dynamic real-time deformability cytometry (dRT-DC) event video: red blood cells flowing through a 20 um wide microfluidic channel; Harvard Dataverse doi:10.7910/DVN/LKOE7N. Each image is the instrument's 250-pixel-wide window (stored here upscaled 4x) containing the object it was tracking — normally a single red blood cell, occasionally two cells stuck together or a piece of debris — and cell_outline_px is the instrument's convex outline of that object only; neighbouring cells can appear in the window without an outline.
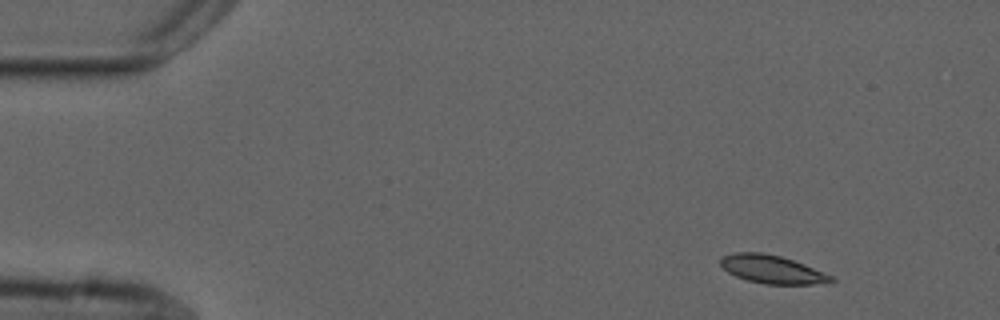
{"species": "common noctule bat (a hibernating species)", "species_latin": "Nyctalus noctula", "temperature_condition": "cold", "stored_images_in_passage": 5, "camera_frame_rate_fps": 3000, "um_per_image_px": 0.085, "animal": {"sex": "male", "forearm_length_mm": 52.5}, "frame": {"image": 1, "passage_image": 1, "time_ms": 0.0, "image_size_px": [1000, 320], "cell_outline_px": [[836, 280], [812, 284], [764, 284], [748, 280], [736, 276], [728, 272], [720, 264], [720, 260], [724, 256], [736, 252], [760, 252], [780, 256], [804, 264], [832, 276]], "centroid_in_image_um": [65.6, 22.89], "position_along_channel_um": 19.4, "area_um2": 17.8}}
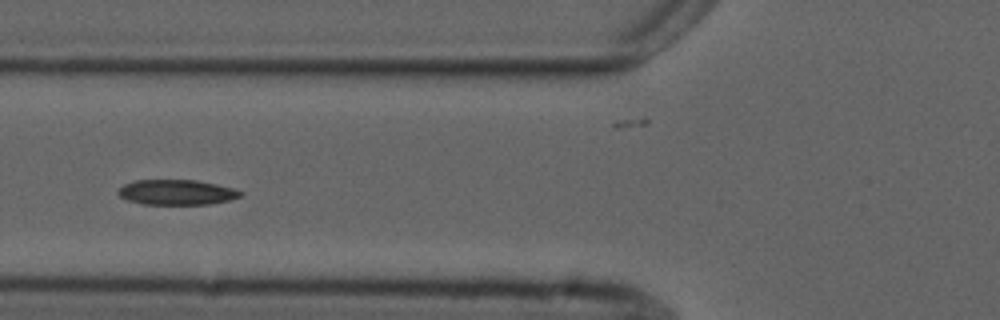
{"frame": {"image": 2, "passage_image": 3, "time_ms": 5.0, "image_size_px": [1000, 320], "cell_outline_px": [[244, 192], [240, 196], [228, 200], [208, 204], [144, 204], [128, 200], [120, 196], [116, 192], [124, 184], [136, 180], [196, 180], [216, 184], [232, 188]], "centroid_in_image_um": [15.0, 16.34], "position_along_channel_um": 110.8, "area_um2": 17.74}}
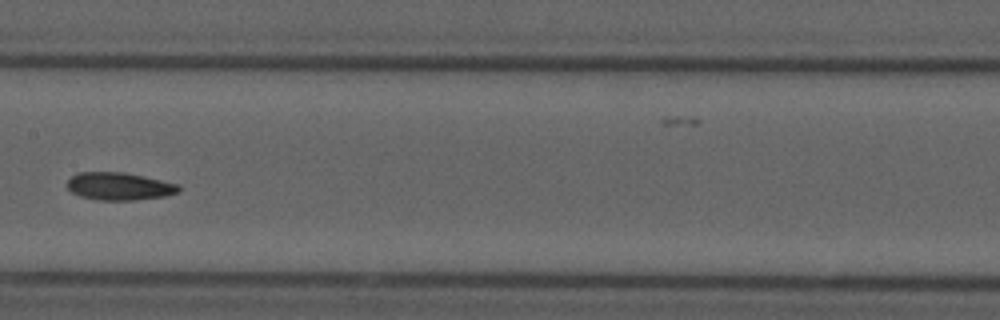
{"frame": {"image": 3, "passage_image": 5, "time_ms": 7.333, "image_size_px": [1000, 320], "cell_outline_px": [[180, 192], [168, 196], [136, 200], [96, 200], [80, 196], [72, 192], [64, 184], [76, 172], [124, 172], [144, 176], [180, 184]], "centroid_in_image_um": [10.15, 15.83], "position_along_channel_um": 197.2, "area_um2": 18.32}}